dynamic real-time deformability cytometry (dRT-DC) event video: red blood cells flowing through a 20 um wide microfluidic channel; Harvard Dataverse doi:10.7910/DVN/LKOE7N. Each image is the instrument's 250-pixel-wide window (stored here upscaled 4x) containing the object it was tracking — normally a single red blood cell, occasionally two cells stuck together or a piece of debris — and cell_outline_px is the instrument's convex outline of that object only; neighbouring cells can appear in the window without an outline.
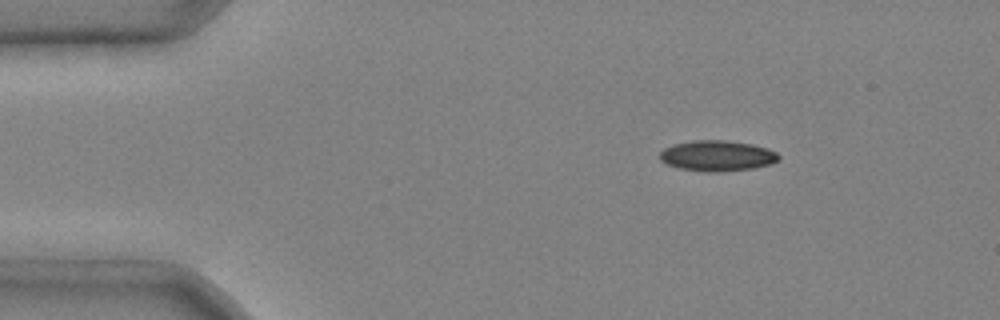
{"species": "common noctule bat (a hibernating species)", "species_latin": "Nyctalus noctula", "temperature_condition": "cold", "stored_images_in_passage": 4, "camera_frame_rate_fps": 3000, "um_per_image_px": 0.085, "animal": {"sex": "male", "body_mass_g": 20.4}, "frame": {"image": 1, "passage_image": 1, "time_ms": 0.0, "image_size_px": [1000, 320], "cell_outline_px": [[780, 160], [768, 164], [752, 168], [716, 172], [708, 172], [680, 168], [668, 164], [660, 160], [660, 152], [664, 148], [672, 144], [692, 140], [728, 140], [752, 144], [768, 148], [776, 152], [780, 156]], "centroid_in_image_um": [60.96, 13.22], "position_along_channel_um": 24.0, "area_um2": 21.21}}